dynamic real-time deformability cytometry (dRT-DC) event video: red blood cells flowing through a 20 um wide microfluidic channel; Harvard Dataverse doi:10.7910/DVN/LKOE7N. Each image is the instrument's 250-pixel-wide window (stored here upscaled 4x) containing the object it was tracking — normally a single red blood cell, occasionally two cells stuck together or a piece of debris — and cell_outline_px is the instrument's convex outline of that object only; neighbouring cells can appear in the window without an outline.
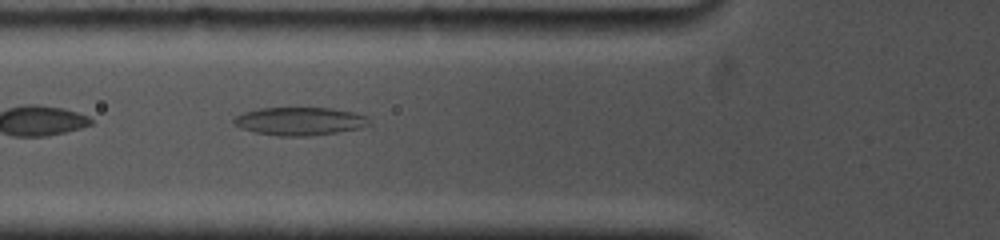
{"species": "common noctule bat (a hibernating species)", "species_latin": "Nyctalus noctula", "temperature_condition": "cold", "stored_images_in_passage": 23, "camera_frame_rate_fps": 5000, "um_per_image_px": 0.085, "animal": {"sex": "female", "body_mass_g": 19.0, "forearm_length_mm": 53.3}, "frame": {"image": 1, "passage_image": 3, "time_ms": 1.2, "image_size_px": [1000, 240], "cell_outline_px": [[372, 124], [360, 128], [336, 132], [308, 136], [276, 136], [256, 132], [240, 128], [232, 124], [232, 120], [236, 116], [244, 112], [260, 108], [332, 108], [356, 112], [368, 116]], "centroid_in_image_um": [25.5, 10.3], "position_along_channel_um": 100.3, "area_um2": 22.37}}
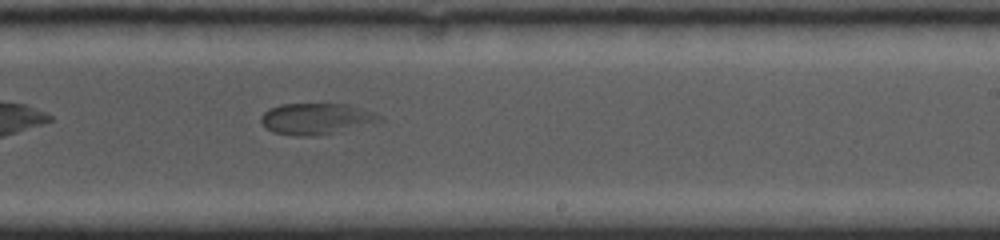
{"frame": {"image": 2, "passage_image": 11, "time_ms": 5.6, "image_size_px": [1000, 240], "cell_outline_px": [[384, 120], [312, 136], [296, 136], [272, 132], [260, 120], [260, 116], [264, 112], [280, 104], [348, 104], [384, 116]], "centroid_in_image_um": [26.84, 10.08], "position_along_channel_um": 262.2, "area_um2": 20.98}}
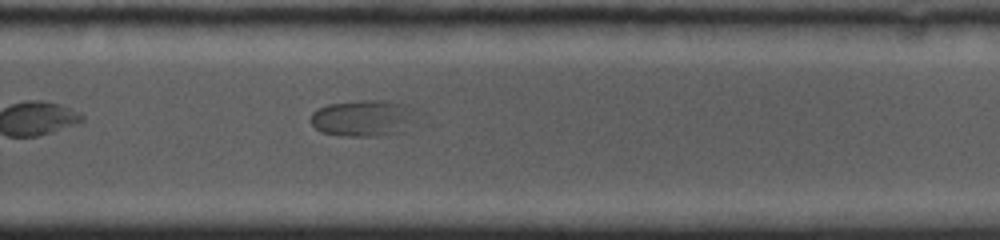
{"frame": {"image": 3, "passage_image": 13, "time_ms": 6.6, "image_size_px": [1000, 240], "cell_outline_px": [[420, 112], [404, 132], [384, 136], [344, 136], [320, 132], [312, 124], [312, 112], [328, 104], [360, 100], [388, 100], [404, 104], [416, 108]], "centroid_in_image_um": [30.96, 10.04], "position_along_channel_um": 298.8, "area_um2": 22.95}}